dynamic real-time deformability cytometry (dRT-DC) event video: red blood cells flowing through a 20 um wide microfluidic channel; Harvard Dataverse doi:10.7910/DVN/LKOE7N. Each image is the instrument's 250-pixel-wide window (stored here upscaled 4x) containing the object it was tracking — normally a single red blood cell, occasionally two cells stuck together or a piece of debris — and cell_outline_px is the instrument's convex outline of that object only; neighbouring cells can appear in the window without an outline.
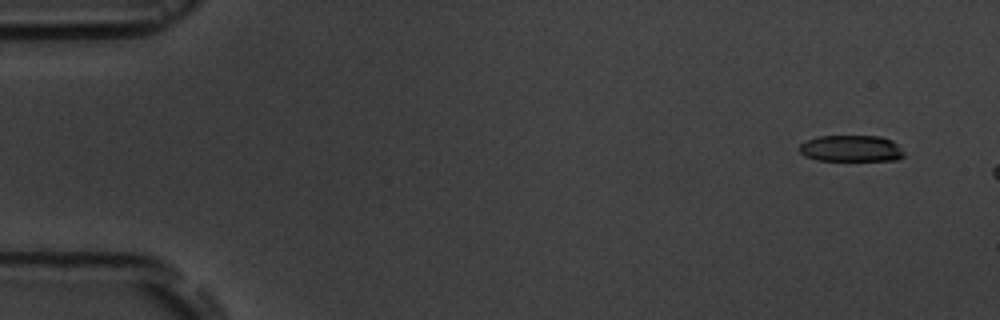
{"species": "common noctule bat (a hibernating species)", "species_latin": "Nyctalus noctula", "temperature_condition": "room temperature", "stored_images_in_passage": 3, "camera_frame_rate_fps": 3000, "um_per_image_px": 0.085, "animal": {"sex": "male", "body_mass_g": 19.5, "forearm_length_mm": 54.6}, "frame": {"image": 1, "passage_image": 1, "time_ms": 0.0, "image_size_px": [1000, 320], "cell_outline_px": [[904, 156], [896, 160], [816, 160], [804, 156], [800, 152], [800, 144], [816, 136], [880, 136], [892, 140], [904, 152]], "centroid_in_image_um": [72.34, 12.62], "position_along_channel_um": 12.7, "area_um2": 16.07}}